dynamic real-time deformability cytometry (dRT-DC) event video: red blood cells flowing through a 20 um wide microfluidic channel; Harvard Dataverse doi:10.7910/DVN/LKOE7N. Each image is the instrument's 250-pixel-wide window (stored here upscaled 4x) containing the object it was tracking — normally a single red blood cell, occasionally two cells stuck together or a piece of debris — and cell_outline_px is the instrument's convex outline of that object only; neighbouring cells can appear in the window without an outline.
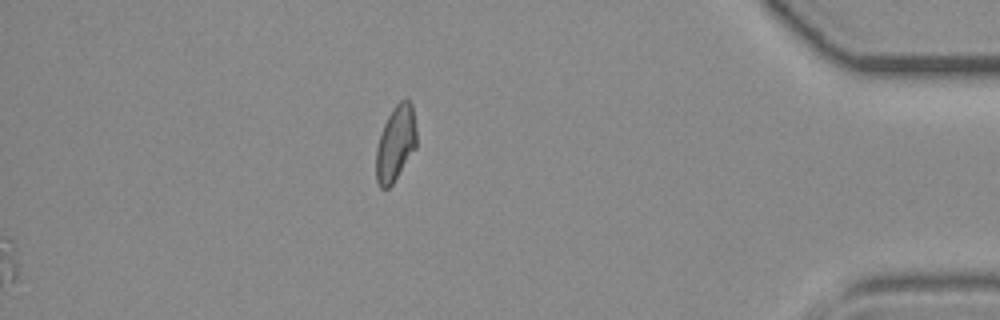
{"species": "common noctule bat (a hibernating species)", "species_latin": "Nyctalus noctula", "temperature_condition": "room temperature", "stored_images_in_passage": 37, "segment_of_instrument_passage": [2, 2], "camera_frame_rate_fps": 3000, "um_per_image_px": 0.085, "animal": {"sex": "female", "body_mass_g": 19.3, "forearm_length_mm": 54.1}, "frame": {"image": 1, "passage_image": 37, "time_ms": 12.0, "image_size_px": [1000, 320], "cell_outline_px": [[416, 148], [392, 184], [388, 188], [380, 188], [376, 180], [376, 148], [384, 124], [392, 108], [400, 100], [408, 100], [412, 104], [416, 128]], "centroid_in_image_um": [33.62, 12.19], "position_along_channel_um": 401.6, "area_um2": 17.69}}